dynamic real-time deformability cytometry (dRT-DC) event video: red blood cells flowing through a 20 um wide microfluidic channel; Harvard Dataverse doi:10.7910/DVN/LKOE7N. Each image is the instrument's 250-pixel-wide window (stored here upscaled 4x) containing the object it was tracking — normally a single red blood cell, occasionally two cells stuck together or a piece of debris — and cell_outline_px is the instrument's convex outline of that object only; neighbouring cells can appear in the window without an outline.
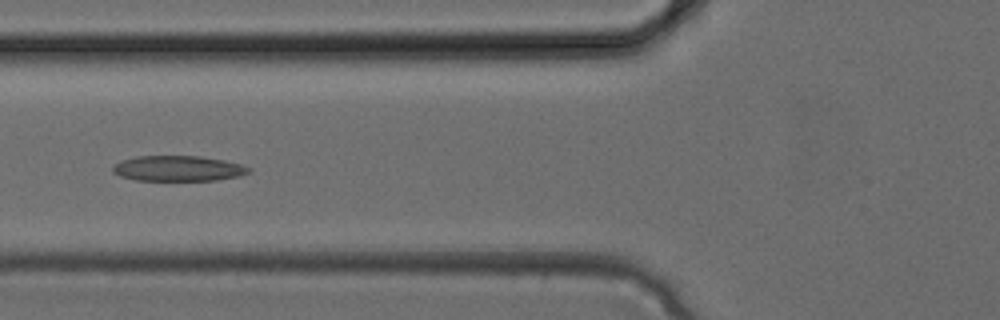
{"species": "common noctule bat (a hibernating species)", "species_latin": "Nyctalus noctula", "temperature_condition": "cold", "stored_images_in_passage": 20, "camera_frame_rate_fps": 3000, "um_per_image_px": 0.085, "animal": {"sex": "female", "body_mass_g": 24.6, "forearm_length_mm": 56.2}, "frame": {"image": 1, "passage_image": 7, "time_ms": 2.0, "image_size_px": [1000, 320], "cell_outline_px": [[252, 168], [248, 172], [240, 176], [216, 180], [136, 180], [120, 176], [112, 172], [112, 168], [116, 164], [124, 160], [136, 156], [200, 156], [224, 160], [240, 164]], "centroid_in_image_um": [15.15, 14.32], "position_along_channel_um": 110.6, "area_um2": 20.0}}
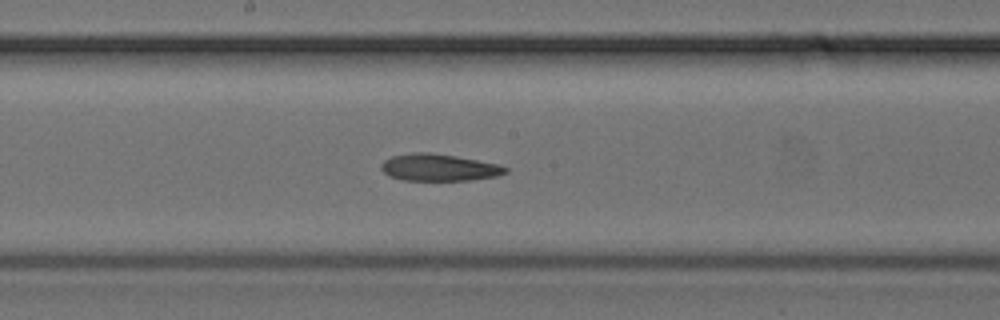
{"frame": {"image": 2, "passage_image": 12, "time_ms": 3.667, "image_size_px": [1000, 320], "cell_outline_px": [[508, 172], [496, 176], [472, 180], [404, 180], [388, 176], [380, 168], [380, 164], [384, 160], [392, 156], [412, 152], [432, 152], [456, 156], [500, 164], [508, 168]], "centroid_in_image_um": [37.3, 14.23], "position_along_channel_um": 210.9, "area_um2": 19.71}}
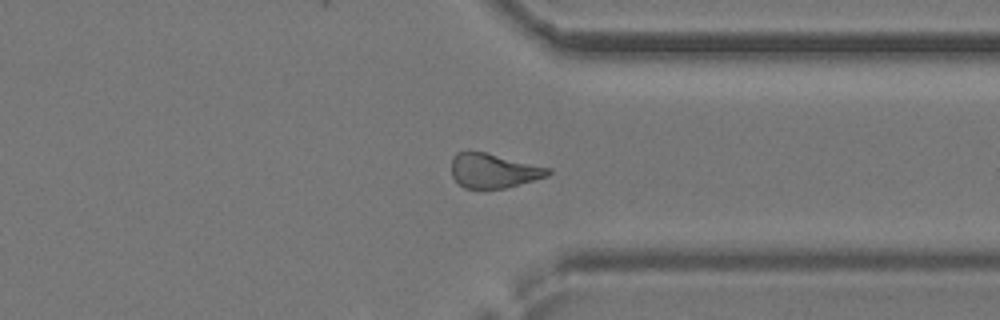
{"frame": {"image": 3, "passage_image": 20, "time_ms": 6.333, "image_size_px": [1000, 320], "cell_outline_px": [[552, 172], [548, 176], [504, 188], [464, 188], [452, 176], [452, 156], [456, 152], [468, 148], [552, 168]], "centroid_in_image_um": [41.92, 14.47], "position_along_channel_um": 369.5, "area_um2": 19.65}}